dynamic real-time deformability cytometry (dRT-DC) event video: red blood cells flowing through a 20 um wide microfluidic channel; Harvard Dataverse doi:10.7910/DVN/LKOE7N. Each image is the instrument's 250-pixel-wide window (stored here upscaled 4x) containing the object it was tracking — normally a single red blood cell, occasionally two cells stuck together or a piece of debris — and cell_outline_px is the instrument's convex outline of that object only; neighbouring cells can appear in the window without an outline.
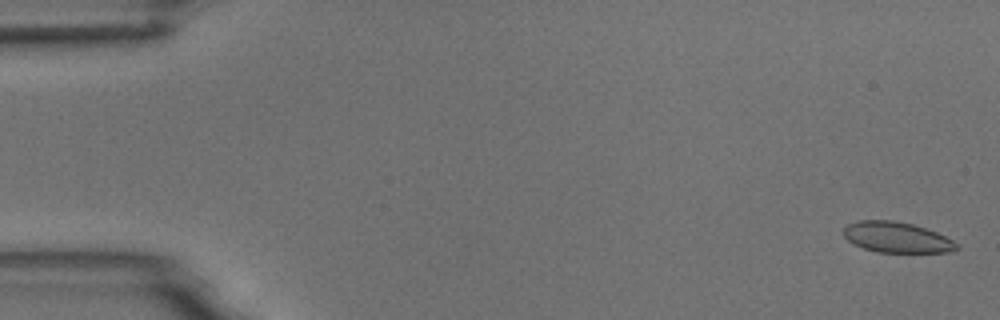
{"species": "common noctule bat (a hibernating species)", "species_latin": "Nyctalus noctula", "temperature_condition": "room temperature", "stored_images_in_passage": 5, "camera_frame_rate_fps": 3000, "um_per_image_px": 0.085, "animal": {"sex": "male", "body_mass_g": 18.8}, "frame": {"image": 1, "passage_image": 1, "time_ms": 0.0, "image_size_px": [1000, 320], "cell_outline_px": [[960, 248], [948, 252], [876, 252], [864, 248], [848, 240], [840, 232], [848, 224], [856, 220], [892, 220], [912, 224], [936, 232], [960, 244]], "centroid_in_image_um": [76.21, 20.17], "position_along_channel_um": 8.8, "area_um2": 20.17}}
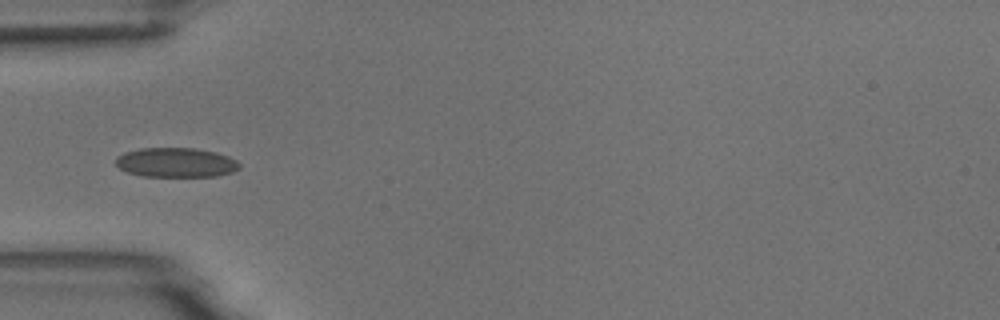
{"frame": {"image": 2, "passage_image": 5, "time_ms": 5.333, "image_size_px": [1000, 320], "cell_outline_px": [[240, 168], [232, 172], [216, 176], [144, 176], [128, 172], [120, 168], [116, 164], [116, 156], [124, 152], [140, 148], [196, 148], [216, 152], [228, 156], [236, 160], [240, 164]], "centroid_in_image_um": [14.96, 13.8], "position_along_channel_um": 70.0, "area_um2": 21.27}}